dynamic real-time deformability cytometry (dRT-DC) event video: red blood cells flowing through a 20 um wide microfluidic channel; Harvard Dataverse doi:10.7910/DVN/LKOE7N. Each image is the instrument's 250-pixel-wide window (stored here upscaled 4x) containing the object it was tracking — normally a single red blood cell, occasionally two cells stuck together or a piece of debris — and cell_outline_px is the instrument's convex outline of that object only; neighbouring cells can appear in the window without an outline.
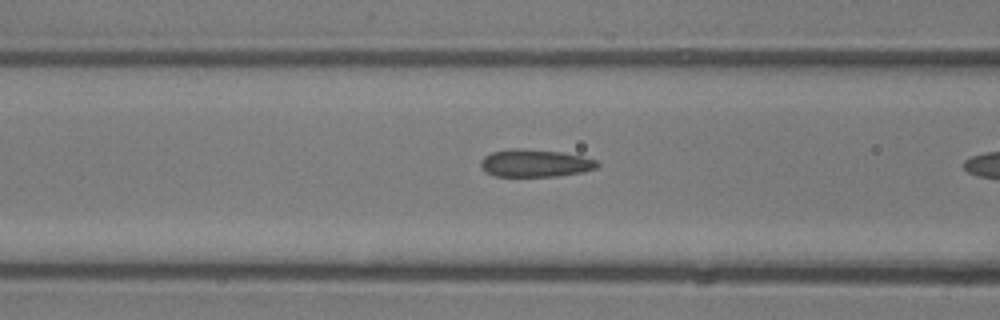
{"species": "common noctule bat (a hibernating species)", "species_latin": "Nyctalus noctula", "temperature_condition": "room temperature", "stored_images_in_passage": 5, "camera_frame_rate_fps": 3000, "um_per_image_px": 0.085, "animal": {"sex": "male", "body_mass_g": 13.3}, "frame": {"image": 1, "passage_image": 4, "time_ms": 1.0, "image_size_px": [1000, 320], "cell_outline_px": [[600, 164], [596, 168], [584, 172], [560, 176], [496, 176], [488, 172], [480, 164], [480, 160], [484, 156], [492, 152], [508, 148], [520, 148], [564, 152], [596, 160]], "centroid_in_image_um": [45.51, 13.86], "position_along_channel_um": 121.1, "area_um2": 18.79}}